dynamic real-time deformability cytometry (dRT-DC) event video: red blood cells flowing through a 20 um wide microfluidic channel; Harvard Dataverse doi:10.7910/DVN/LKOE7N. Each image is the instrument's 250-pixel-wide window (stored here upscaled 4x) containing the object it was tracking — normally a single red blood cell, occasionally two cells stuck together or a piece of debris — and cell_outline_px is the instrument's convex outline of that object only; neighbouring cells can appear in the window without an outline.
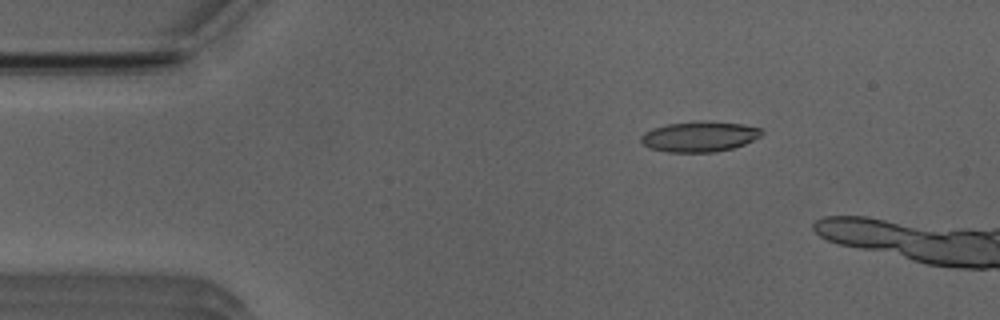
{"species": "Egyptian fruit bat (a non-hibernating species)", "species_latin": "Rousettus aegyptiacus", "temperature_condition": "room temperature", "stored_images_in_passage": 13, "camera_frame_rate_fps": 3000, "um_per_image_px": 0.085, "animal": {"sex": "male"}, "frame": {"image": 1, "passage_image": 8, "time_ms": 2.333, "image_size_px": [1000, 320], "cell_outline_px": [[764, 132], [760, 136], [744, 144], [732, 148], [716, 152], [668, 152], [648, 148], [640, 140], [640, 136], [644, 132], [652, 128], [668, 124], [740, 124], [760, 128]], "centroid_in_image_um": [59.4, 11.67], "position_along_channel_um": 25.6, "area_um2": 20.35}}